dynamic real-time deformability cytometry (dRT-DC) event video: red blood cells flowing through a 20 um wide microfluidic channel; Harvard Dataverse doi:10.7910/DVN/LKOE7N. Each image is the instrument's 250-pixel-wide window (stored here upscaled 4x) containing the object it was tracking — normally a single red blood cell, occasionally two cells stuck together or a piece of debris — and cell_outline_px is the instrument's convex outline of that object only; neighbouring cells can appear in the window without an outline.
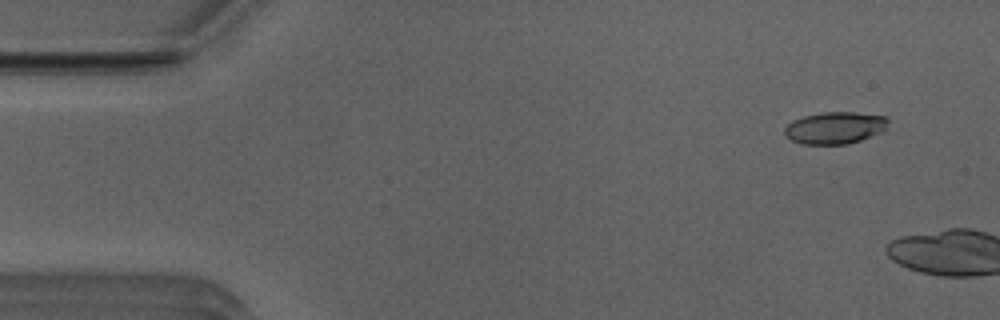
{"species": "Egyptian fruit bat (a non-hibernating species)", "species_latin": "Rousettus aegyptiacus", "temperature_condition": "room temperature", "stored_images_in_passage": 13, "camera_frame_rate_fps": 3000, "um_per_image_px": 0.085, "animal": {"sex": "male"}, "frame": {"image": 1, "passage_image": 4, "time_ms": 1.0, "image_size_px": [1000, 320], "cell_outline_px": [[888, 128], [880, 132], [860, 140], [848, 144], [804, 144], [792, 140], [784, 136], [784, 128], [792, 120], [804, 116], [824, 112], [856, 112], [884, 116], [888, 120]], "centroid_in_image_um": [70.96, 10.86], "position_along_channel_um": 14.0, "area_um2": 19.31}}